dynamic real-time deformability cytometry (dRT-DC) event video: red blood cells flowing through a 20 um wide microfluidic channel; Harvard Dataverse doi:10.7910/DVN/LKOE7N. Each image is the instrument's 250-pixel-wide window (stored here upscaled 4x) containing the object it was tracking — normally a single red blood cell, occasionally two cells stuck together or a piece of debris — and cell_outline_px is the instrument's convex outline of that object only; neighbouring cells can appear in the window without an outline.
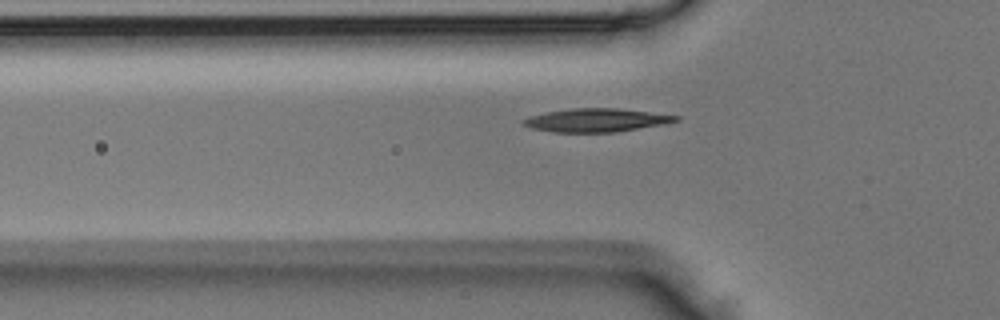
{"species": "Egyptian fruit bat (a non-hibernating species)", "species_latin": "Rousettus aegyptiacus", "temperature_condition": "room temperature", "stored_images_in_passage": 7, "segment_of_instrument_passage": [2, 2], "camera_frame_rate_fps": 3000, "um_per_image_px": 0.085, "animal": {"sex": "male"}, "frame": {"image": 1, "passage_image": 7, "time_ms": 2.0, "image_size_px": [1000, 320], "cell_outline_px": [[680, 120], [668, 124], [616, 132], [552, 132], [532, 128], [524, 124], [520, 120], [528, 116], [548, 112], [572, 108], [620, 108], [680, 116]], "centroid_in_image_um": [50.74, 10.21], "position_along_channel_um": 75.1, "area_um2": 20.92}}